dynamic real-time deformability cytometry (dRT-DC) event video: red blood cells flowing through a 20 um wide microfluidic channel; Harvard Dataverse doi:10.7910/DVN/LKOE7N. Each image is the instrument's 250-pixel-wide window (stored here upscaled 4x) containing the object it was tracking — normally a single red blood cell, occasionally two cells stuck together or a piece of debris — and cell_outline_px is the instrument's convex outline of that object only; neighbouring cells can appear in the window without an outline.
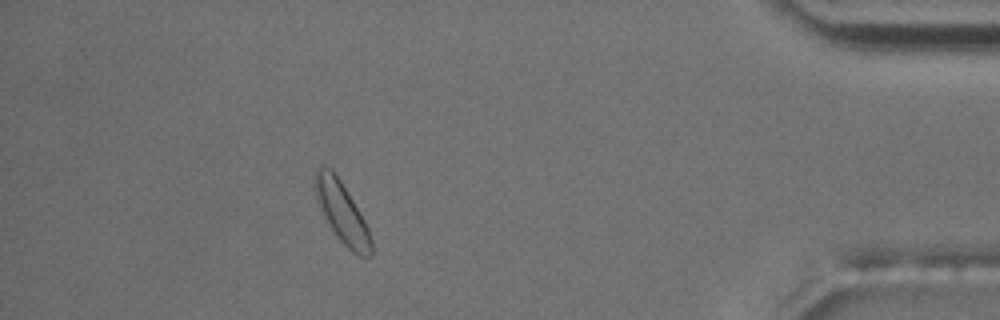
{"species": "common noctule bat (a hibernating species)", "species_latin": "Nyctalus noctula", "temperature_condition": "room temperature", "stored_images_in_passage": 42, "camera_frame_rate_fps": 3000, "um_per_image_px": 0.085, "animal": {"sex": "male", "body_mass_g": 17.5, "forearm_length_mm": 52.3}, "frame": {"image": 1, "passage_image": 36, "time_ms": 11.667, "image_size_px": [1000, 320], "cell_outline_px": [[372, 256], [360, 256], [352, 252], [340, 240], [332, 228], [320, 208], [316, 196], [316, 168], [320, 164], [324, 164], [332, 168], [340, 180], [364, 220], [368, 228], [372, 240]], "centroid_in_image_um": [29.08, 18.04], "position_along_channel_um": 406.1, "area_um2": 19.36}, "authors_computed_cell_mechanics": {"area_um2": 16.5019, "velocity_mm_per_s": 3.6371, "shape_relaxation_time_tau1_ms": 0.7606, "shape_relaxation_time_tau2_ms": null, "deformation_change_tau1": 0.042, "deformation_change_tau2": null}}